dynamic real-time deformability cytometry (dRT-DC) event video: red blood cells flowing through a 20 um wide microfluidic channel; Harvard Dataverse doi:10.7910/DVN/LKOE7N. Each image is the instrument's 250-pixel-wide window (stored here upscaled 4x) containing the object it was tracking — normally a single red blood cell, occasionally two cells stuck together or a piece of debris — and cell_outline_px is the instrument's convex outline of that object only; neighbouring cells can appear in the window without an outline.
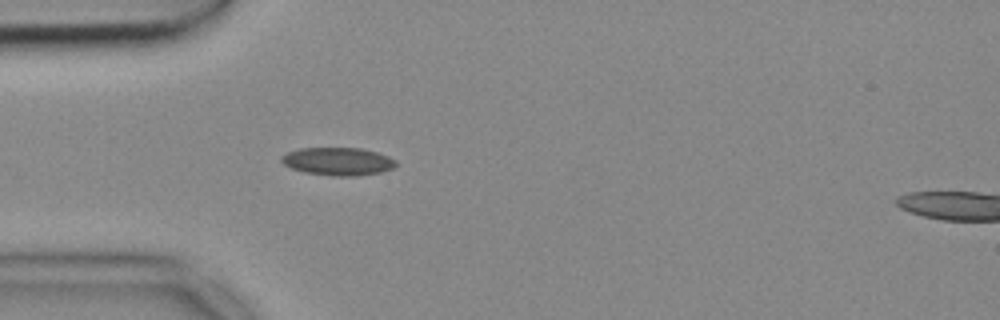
{"species": "common noctule bat (a hibernating species)", "species_latin": "Nyctalus noctula", "temperature_condition": "cold", "stored_images_in_passage": 13, "camera_frame_rate_fps": 3000, "um_per_image_px": 0.085, "animal": {"sex": "female", "body_mass_g": 18.4}, "frame": {"image": 1, "passage_image": 6, "time_ms": 1.667, "image_size_px": [1000, 320], "cell_outline_px": [[396, 164], [392, 168], [380, 172], [356, 176], [332, 176], [304, 172], [292, 168], [284, 164], [280, 160], [280, 156], [288, 152], [300, 148], [360, 148], [376, 152], [388, 156], [396, 160]], "centroid_in_image_um": [28.7, 13.72], "position_along_channel_um": 56.3, "area_um2": 18.55}}